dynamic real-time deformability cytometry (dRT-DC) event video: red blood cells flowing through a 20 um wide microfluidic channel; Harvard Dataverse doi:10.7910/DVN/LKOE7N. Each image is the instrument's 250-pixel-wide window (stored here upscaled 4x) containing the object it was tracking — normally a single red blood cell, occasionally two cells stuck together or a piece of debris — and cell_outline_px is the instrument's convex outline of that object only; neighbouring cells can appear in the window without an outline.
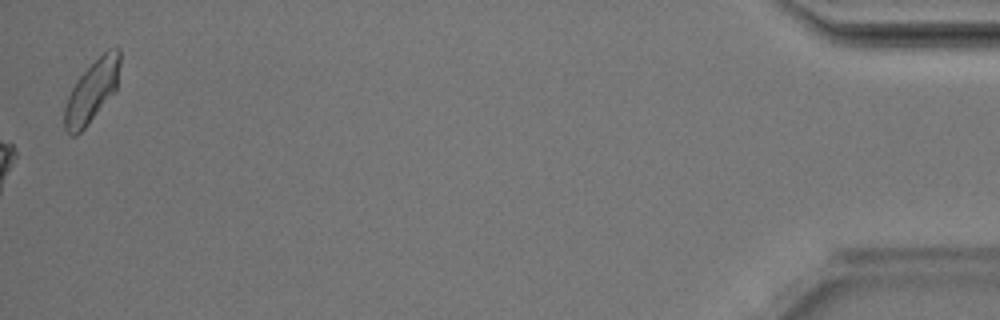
{"species": "Egyptian fruit bat (a non-hibernating species)", "species_latin": "Rousettus aegyptiacus", "temperature_condition": "room temperature", "stored_images_in_passage": 48, "camera_frame_rate_fps": 3000, "um_per_image_px": 0.085, "animal": {"sex": "male"}, "frame": {"image": 1, "passage_image": 48, "time_ms": 15.667, "image_size_px": [1000, 320], "cell_outline_px": [[120, 64], [116, 88], [84, 128], [76, 136], [72, 136], [64, 128], [64, 108], [68, 96], [76, 80], [108, 48], [120, 48]], "centroid_in_image_um": [7.79, 7.75], "position_along_channel_um": 427.4, "area_um2": 19.36}, "authors_computed_cell_mechanics": {"area_um2": 26.0389, "velocity_mm_per_s": 4.2118, "shape_relaxation_time_tau1_ms": 6.6463, "shape_relaxation_time_tau2_ms": 4.1738, "deformation_change_tau1": 0.1818, "deformation_change_tau2": 0.1525}}